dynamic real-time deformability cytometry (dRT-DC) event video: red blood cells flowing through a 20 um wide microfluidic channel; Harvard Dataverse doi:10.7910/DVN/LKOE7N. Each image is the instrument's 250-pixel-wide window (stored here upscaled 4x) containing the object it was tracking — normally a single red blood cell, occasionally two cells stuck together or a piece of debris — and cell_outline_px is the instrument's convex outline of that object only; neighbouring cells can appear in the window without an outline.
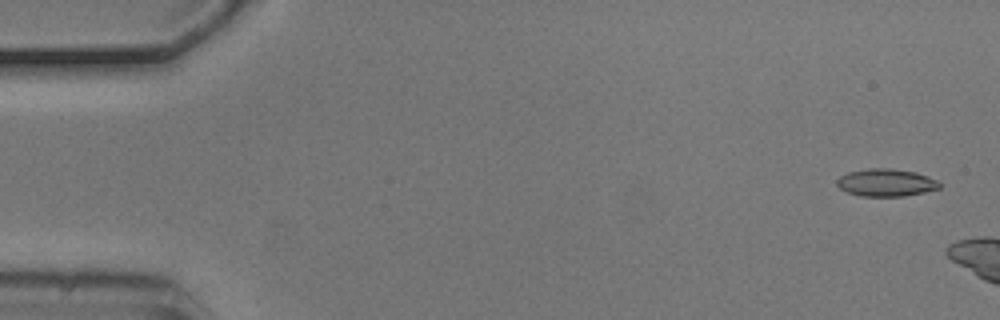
{"species": "common noctule bat (a hibernating species)", "species_latin": "Nyctalus noctula", "temperature_condition": "cold", "stored_images_in_passage": 4, "camera_frame_rate_fps": 3000, "um_per_image_px": 0.085, "animal": {"sex": "male", "body_mass_g": 20.5, "forearm_length_mm": 52.5}, "frame": {"image": 1, "passage_image": 1, "time_ms": 0.0, "image_size_px": [1000, 320], "cell_outline_px": [[940, 188], [924, 192], [904, 196], [860, 196], [848, 192], [840, 188], [836, 184], [836, 180], [840, 176], [848, 172], [868, 168], [892, 168], [916, 172], [940, 180]], "centroid_in_image_um": [75.33, 15.51], "position_along_channel_um": 9.7, "area_um2": 16.59}}